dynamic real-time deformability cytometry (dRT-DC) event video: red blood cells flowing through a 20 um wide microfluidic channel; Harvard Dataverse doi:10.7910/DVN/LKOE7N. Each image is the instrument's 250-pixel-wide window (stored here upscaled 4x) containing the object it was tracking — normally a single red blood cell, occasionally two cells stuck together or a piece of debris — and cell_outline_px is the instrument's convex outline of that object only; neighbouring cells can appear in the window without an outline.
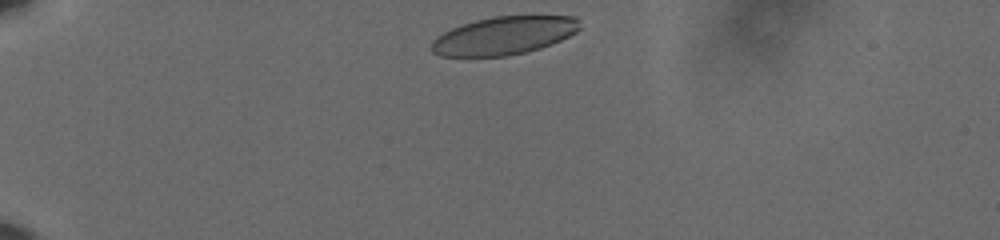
{"species": "human", "species_latin": "Homo sapiens", "temperature_condition": "cold", "stored_images_in_passage": 37, "camera_frame_rate_fps": 3000, "um_per_image_px": 0.085, "donor": {"sex": "male"}, "frame": {"image": 1, "passage_image": 1, "time_ms": 0.0, "image_size_px": [1000, 240], "cell_outline_px": [[580, 28], [576, 32], [552, 44], [540, 48], [508, 56], [440, 56], [432, 52], [432, 40], [436, 36], [452, 28], [476, 20], [492, 16], [576, 16], [580, 20]], "centroid_in_image_um": [42.85, 3.02], "position_along_channel_um": 42.2, "area_um2": 32.83}}
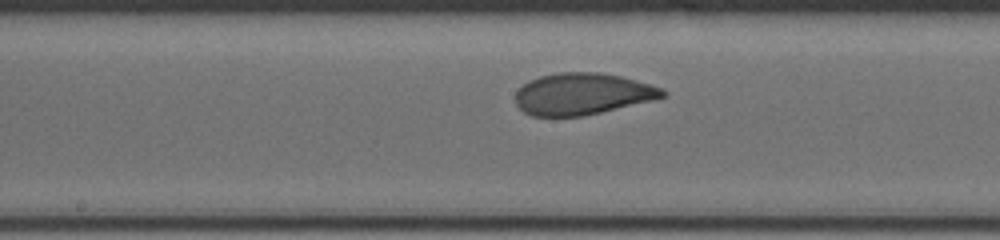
{"frame": {"image": 2, "passage_image": 19, "time_ms": 6.0, "image_size_px": [1000, 240], "cell_outline_px": [[668, 96], [652, 100], [584, 116], [532, 116], [524, 112], [516, 104], [516, 92], [528, 80], [540, 76], [560, 72], [596, 72], [620, 76], [664, 88], [668, 92]], "centroid_in_image_um": [49.52, 7.98], "position_along_channel_um": 198.7, "area_um2": 35.66}}
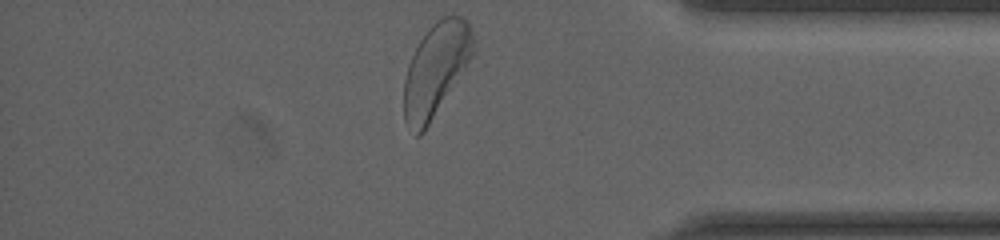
{"frame": {"image": 3, "passage_image": 37, "time_ms": 12.0, "image_size_px": [1000, 240], "cell_outline_px": [[476, 40], [472, 52], [464, 68], [424, 132], [420, 136], [416, 136], [404, 120], [404, 80], [408, 64], [420, 40], [428, 28], [436, 20], [452, 12], [468, 20]], "centroid_in_image_um": [37.04, 5.86], "position_along_channel_um": 398.2, "area_um2": 37.22}, "authors_computed_cell_mechanics": {"area_um2": 36.1828, "velocity_mm_per_s": 3.5882, "shape_relaxation_time_tau1_ms": 3.4206, "shape_relaxation_time_tau2_ms": 0.7824, "deformation_change_tau1": 0.1428, "deformation_change_tau2": 0.0518}}